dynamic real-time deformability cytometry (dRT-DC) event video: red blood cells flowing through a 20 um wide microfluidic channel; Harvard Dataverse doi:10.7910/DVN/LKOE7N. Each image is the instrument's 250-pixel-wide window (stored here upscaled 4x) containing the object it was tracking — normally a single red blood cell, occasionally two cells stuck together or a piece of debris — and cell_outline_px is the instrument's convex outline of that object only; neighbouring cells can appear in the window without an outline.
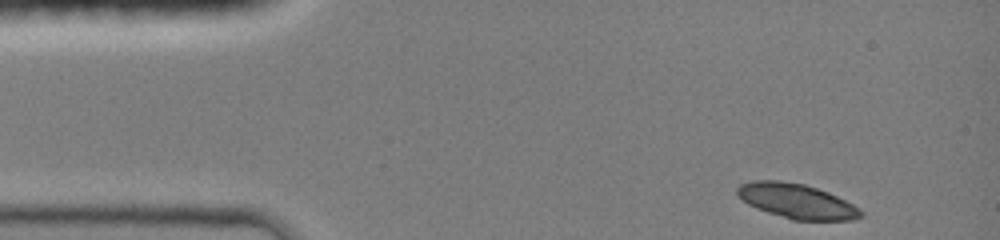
{"species": "common noctule bat (a hibernating species)", "species_latin": "Nyctalus noctula", "temperature_condition": "room temperature", "stored_images_in_passage": 31, "camera_frame_rate_fps": 3000, "um_per_image_px": 0.085, "animal": {"sex": "female", "body_mass_g": 19.0, "forearm_length_mm": 51.5}, "frame": {"image": 1, "passage_image": 1, "time_ms": 0.0, "image_size_px": [1000, 240], "cell_outline_px": [[864, 216], [852, 220], [792, 220], [756, 208], [748, 204], [736, 196], [736, 188], [740, 184], [752, 180], [780, 180], [804, 184], [828, 192], [860, 208], [864, 212]], "centroid_in_image_um": [67.69, 17.09], "position_along_channel_um": 17.3, "area_um2": 25.14}}
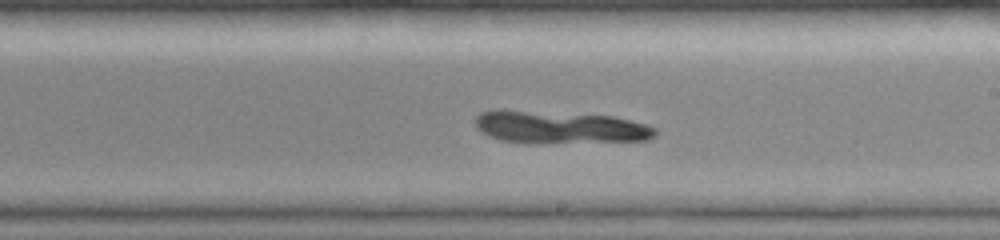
{"frame": {"image": 2, "passage_image": 15, "time_ms": 4.667, "image_size_px": [1000, 240], "cell_outline_px": [[656, 136], [648, 140], [500, 140], [488, 136], [480, 132], [476, 128], [472, 120], [480, 112], [496, 108], [504, 108], [612, 116], [648, 124], [656, 128]], "centroid_in_image_um": [47.46, 10.73], "position_along_channel_um": 241.5, "area_um2": 33.18}}
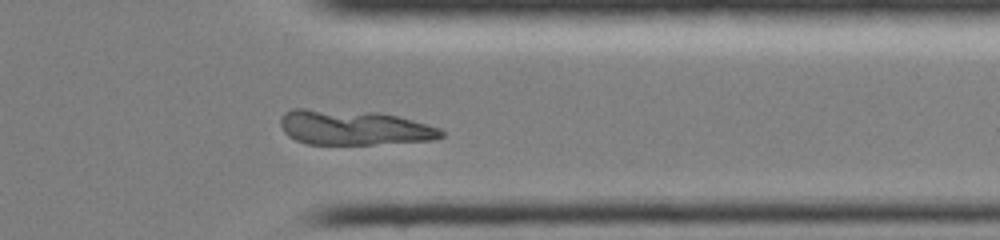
{"frame": {"image": 3, "passage_image": 25, "time_ms": 8.0, "image_size_px": [1000, 240], "cell_outline_px": [[444, 136], [436, 140], [372, 144], [308, 144], [296, 140], [288, 136], [284, 132], [280, 124], [280, 116], [284, 112], [292, 108], [304, 108], [376, 112], [396, 116], [412, 120], [440, 128], [444, 132]], "centroid_in_image_um": [30.04, 10.84], "position_along_channel_um": 381.4, "area_um2": 32.89}}